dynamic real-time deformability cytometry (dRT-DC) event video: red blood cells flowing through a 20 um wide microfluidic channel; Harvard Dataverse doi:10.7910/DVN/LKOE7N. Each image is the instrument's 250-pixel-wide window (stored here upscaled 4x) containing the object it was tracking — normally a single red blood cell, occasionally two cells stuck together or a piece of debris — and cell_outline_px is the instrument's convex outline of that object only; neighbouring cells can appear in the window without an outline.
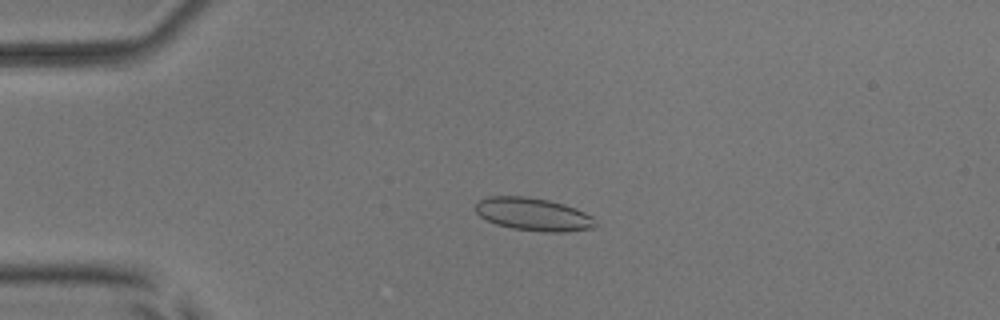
{"species": "common noctule bat (a hibernating species)", "species_latin": "Nyctalus noctula", "temperature_condition": "room temperature", "stored_images_in_passage": 54, "camera_frame_rate_fps": 3000, "um_per_image_px": 0.085, "animal": {"sex": "male", "body_mass_g": 17.9, "forearm_length_mm": 54.2}, "frame": {"image": 1, "passage_image": 13, "time_ms": 4.0, "image_size_px": [1000, 320], "cell_outline_px": [[600, 224], [592, 228], [564, 232], [544, 232], [512, 228], [496, 224], [480, 216], [476, 212], [476, 204], [480, 200], [488, 196], [524, 196], [548, 200], [564, 204], [576, 208], [592, 216]], "centroid_in_image_um": [45.37, 18.22], "position_along_channel_um": 39.6, "area_um2": 23.0}}
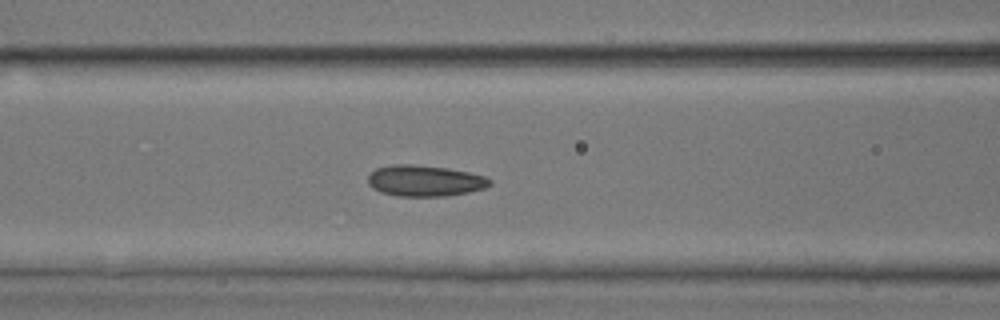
{"frame": {"image": 2, "passage_image": 23, "time_ms": 7.333, "image_size_px": [1000, 320], "cell_outline_px": [[492, 184], [484, 188], [468, 192], [444, 196], [396, 196], [380, 192], [372, 188], [368, 184], [368, 176], [376, 168], [396, 164], [412, 164], [448, 168], [468, 172], [484, 176], [492, 180]], "centroid_in_image_um": [36.09, 15.37], "position_along_channel_um": 130.5, "area_um2": 22.08}}
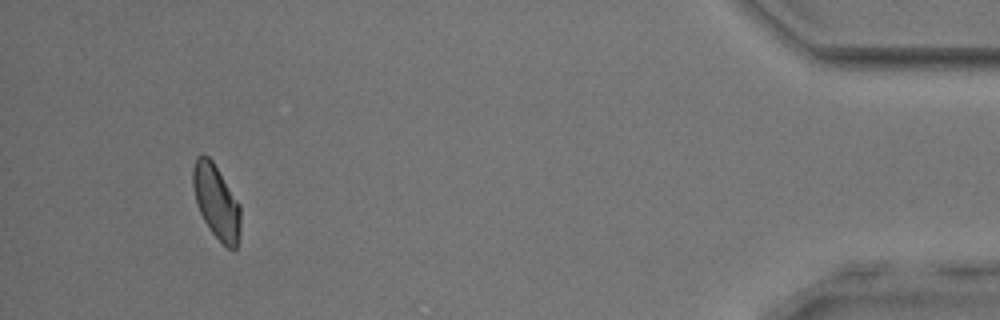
{"frame": {"image": 3, "passage_image": 51, "time_ms": 16.667, "image_size_px": [1000, 320], "cell_outline_px": [[240, 232], [236, 248], [228, 248], [208, 228], [196, 204], [192, 184], [192, 168], [196, 156], [208, 156], [212, 160], [240, 204]], "centroid_in_image_um": [18.37, 17.13], "position_along_channel_um": 416.8, "area_um2": 20.4}, "authors_computed_cell_mechanics": {"area_um2": 21.4438, "velocity_mm_per_s": 3.7882, "shape_relaxation_time_tau1_ms": 5.9187, "shape_relaxation_time_tau2_ms": 2.2698, "deformation_change_tau1": 0.0947, "deformation_change_tau2": 0.0637}}